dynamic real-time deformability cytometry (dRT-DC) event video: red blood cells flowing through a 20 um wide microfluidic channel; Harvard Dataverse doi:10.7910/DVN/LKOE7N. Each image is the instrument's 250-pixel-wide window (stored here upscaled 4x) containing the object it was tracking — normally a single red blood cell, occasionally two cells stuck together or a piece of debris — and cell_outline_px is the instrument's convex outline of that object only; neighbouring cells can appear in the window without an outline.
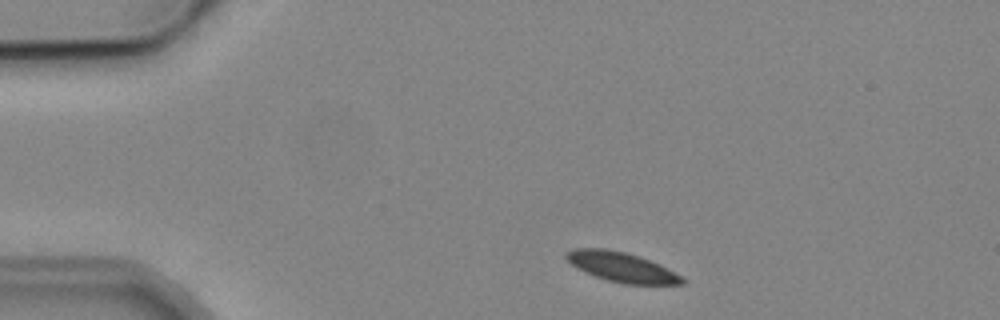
{"species": "common noctule bat (a hibernating species)", "species_latin": "Nyctalus noctula", "temperature_condition": "cold", "stored_images_in_passage": 6, "camera_frame_rate_fps": 3000, "um_per_image_px": 0.085, "animal": {"sex": "male", "body_mass_g": 19.2, "forearm_length_mm": 51.8}, "frame": {"image": 1, "passage_image": 1, "time_ms": 0.0, "image_size_px": [1000, 320], "cell_outline_px": [[684, 284], [624, 284], [608, 280], [584, 272], [576, 268], [564, 256], [568, 252], [576, 248], [604, 248], [624, 252], [640, 256], [680, 276], [684, 280]], "centroid_in_image_um": [52.77, 22.7], "position_along_channel_um": 32.2, "area_um2": 19.54}}
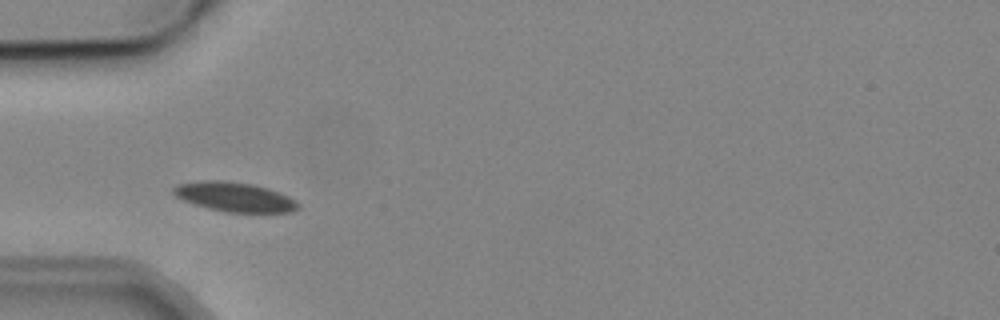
{"frame": {"image": 2, "passage_image": 3, "time_ms": 2.333, "image_size_px": [1000, 320], "cell_outline_px": [[300, 208], [292, 212], [228, 212], [208, 208], [184, 200], [176, 196], [172, 192], [172, 188], [176, 184], [200, 180], [224, 180], [252, 184], [268, 188], [280, 192], [296, 200], [300, 204]], "centroid_in_image_um": [19.96, 16.72], "position_along_channel_um": 65.0, "area_um2": 21.5}}
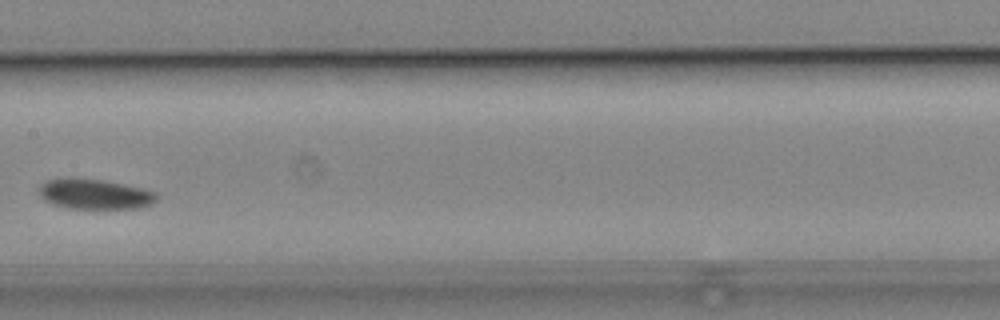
{"frame": {"image": 3, "passage_image": 6, "time_ms": 6.0, "image_size_px": [1000, 320], "cell_outline_px": [[160, 196], [152, 204], [140, 208], [64, 208], [52, 204], [44, 200], [40, 196], [40, 184], [48, 180], [104, 180], [144, 188], [156, 192]], "centroid_in_image_um": [8.13, 16.53], "position_along_channel_um": 199.3, "area_um2": 20.29}}